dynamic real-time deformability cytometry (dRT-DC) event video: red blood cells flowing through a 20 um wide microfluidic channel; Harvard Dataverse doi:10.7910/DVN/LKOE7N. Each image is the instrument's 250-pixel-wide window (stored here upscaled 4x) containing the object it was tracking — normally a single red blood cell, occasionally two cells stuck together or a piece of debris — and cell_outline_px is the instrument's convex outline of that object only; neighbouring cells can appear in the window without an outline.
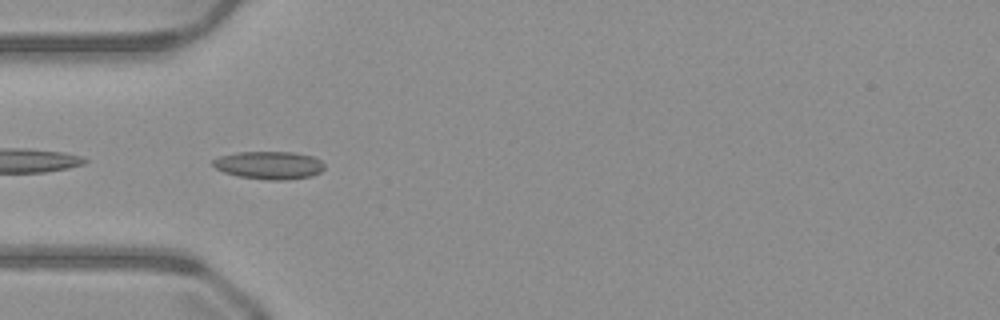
{"species": "common noctule bat (a hibernating species)", "species_latin": "Nyctalus noctula", "temperature_condition": "warm", "stored_images_in_passage": 37, "camera_frame_rate_fps": 3000, "um_per_image_px": 0.085, "animal": {"sex": "male", "body_mass_g": 23.1, "forearm_length_mm": 52.7}, "frame": {"image": 1, "passage_image": 2, "time_ms": 0.333, "image_size_px": [1000, 320], "cell_outline_px": [[324, 168], [320, 172], [312, 176], [284, 180], [268, 180], [236, 176], [224, 172], [216, 168], [212, 164], [212, 160], [220, 156], [240, 152], [296, 152], [312, 156], [320, 160], [324, 164]], "centroid_in_image_um": [22.88, 14.04], "position_along_channel_um": 62.1, "area_um2": 18.15}}
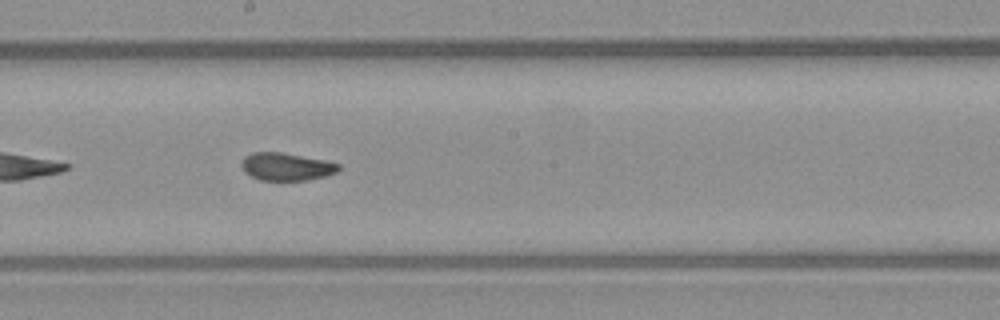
{"frame": {"image": 2, "passage_image": 14, "time_ms": 4.333, "image_size_px": [1000, 320], "cell_outline_px": [[340, 168], [336, 172], [324, 176], [308, 180], [260, 180], [244, 172], [240, 164], [244, 156], [252, 152], [280, 152], [324, 160], [340, 164]], "centroid_in_image_um": [24.3, 14.16], "position_along_channel_um": 223.9, "area_um2": 15.61}}
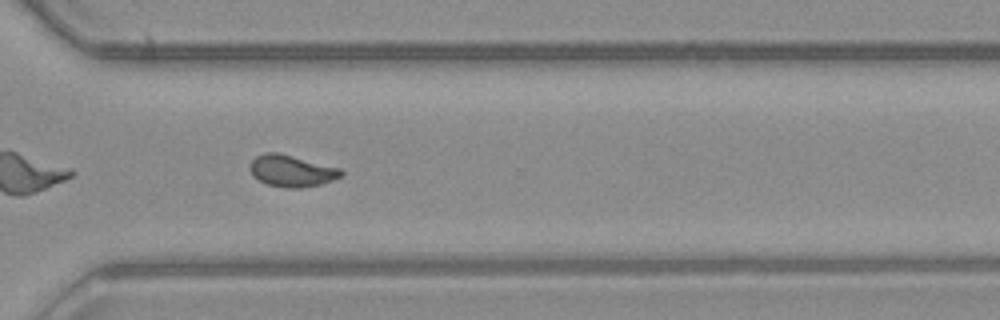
{"frame": {"image": 3, "passage_image": 23, "time_ms": 7.333, "image_size_px": [1000, 320], "cell_outline_px": [[344, 176], [320, 184], [300, 188], [288, 188], [268, 184], [252, 176], [248, 168], [248, 164], [256, 156], [264, 152], [276, 152], [340, 168], [344, 172]], "centroid_in_image_um": [24.76, 14.52], "position_along_channel_um": 345.8, "area_um2": 16.82}, "authors_computed_cell_mechanics": {"area_um2": 16.0684, "velocity_mm_per_s": 4.0744, "shape_relaxation_time_tau1_ms": 9.9215, "shape_relaxation_time_tau2_ms": 1.691, "deformation_change_tau1": 0.2309, "deformation_change_tau2": 0.053}}